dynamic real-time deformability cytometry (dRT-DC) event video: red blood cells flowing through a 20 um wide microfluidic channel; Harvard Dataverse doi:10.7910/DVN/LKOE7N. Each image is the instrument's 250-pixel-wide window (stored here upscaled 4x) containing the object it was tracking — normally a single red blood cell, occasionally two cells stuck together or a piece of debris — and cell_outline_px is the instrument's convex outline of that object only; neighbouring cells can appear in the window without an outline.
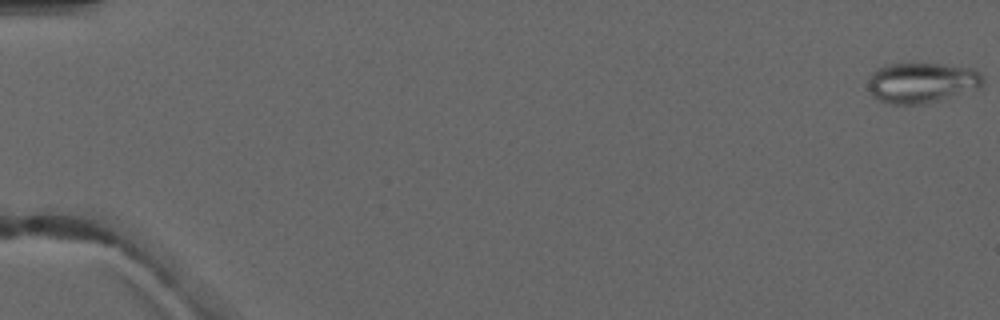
{"species": "common noctule bat (a hibernating species)", "species_latin": "Nyctalus noctula", "temperature_condition": "warm", "stored_images_in_passage": 5, "camera_frame_rate_fps": 3000, "um_per_image_px": 0.085, "animal": {"sex": "male", "forearm_length_mm": 52.5}, "frame": {"image": 1, "passage_image": 1, "time_ms": 0.0, "image_size_px": [1000, 320], "cell_outline_px": [[984, 84], [980, 88], [924, 104], [896, 104], [880, 100], [872, 96], [868, 88], [868, 80], [872, 72], [876, 68], [884, 64], [940, 64], [972, 68], [980, 72], [984, 76]], "centroid_in_image_um": [78.36, 7.02], "position_along_channel_um": 6.6, "area_um2": 27.11}}
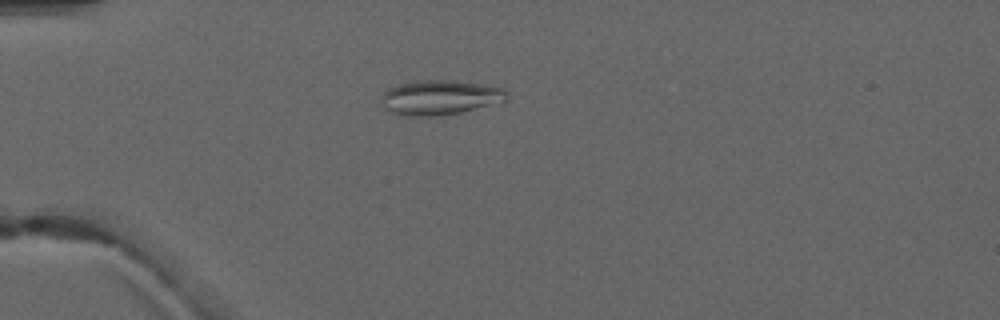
{"frame": {"image": 2, "passage_image": 5, "time_ms": 4.667, "image_size_px": [1000, 320], "cell_outline_px": [[508, 96], [504, 100], [460, 112], [436, 116], [404, 116], [392, 112], [384, 108], [380, 104], [380, 96], [388, 88], [396, 84], [416, 80], [452, 80], [488, 84], [504, 88], [508, 92]], "centroid_in_image_um": [37.33, 8.26], "position_along_channel_um": 47.7, "area_um2": 25.61}}